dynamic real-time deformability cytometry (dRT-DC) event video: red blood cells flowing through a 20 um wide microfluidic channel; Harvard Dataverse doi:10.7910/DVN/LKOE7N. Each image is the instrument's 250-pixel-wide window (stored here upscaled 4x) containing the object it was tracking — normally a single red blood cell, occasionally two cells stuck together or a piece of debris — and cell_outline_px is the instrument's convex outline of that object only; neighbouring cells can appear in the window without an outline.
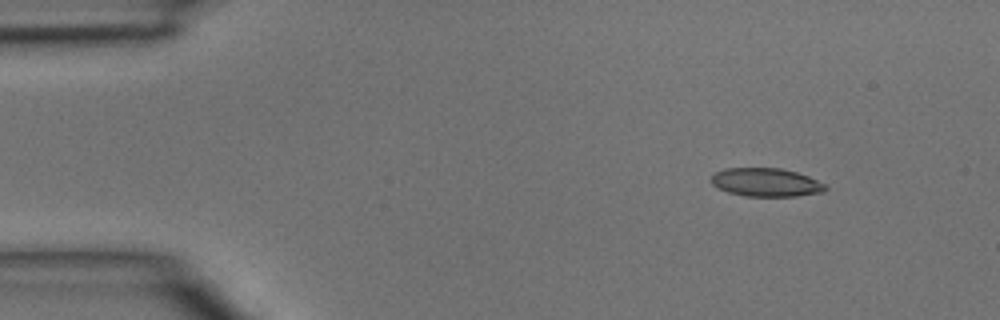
{"species": "common noctule bat (a hibernating species)", "species_latin": "Nyctalus noctula", "temperature_condition": "room temperature", "stored_images_in_passage": 5, "segment_of_instrument_passage": [1, 2], "camera_frame_rate_fps": 3000, "um_per_image_px": 0.085, "animal": {"sex": "male", "body_mass_g": 15.6}, "frame": {"image": 1, "passage_image": 1, "time_ms": 0.0, "image_size_px": [1000, 320], "cell_outline_px": [[828, 188], [824, 192], [796, 196], [744, 196], [728, 192], [712, 184], [712, 176], [716, 172], [724, 168], [780, 168], [796, 172], [808, 176], [824, 184]], "centroid_in_image_um": [65.12, 15.5], "position_along_channel_um": 19.9, "area_um2": 18.79}}
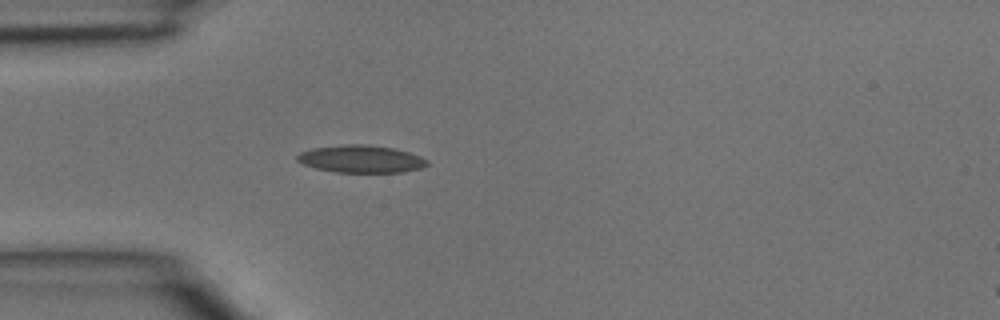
{"frame": {"image": 2, "passage_image": 3, "time_ms": 0.667, "image_size_px": [1000, 320], "cell_outline_px": [[428, 164], [420, 168], [404, 172], [336, 172], [316, 168], [304, 164], [296, 160], [296, 156], [300, 152], [312, 148], [344, 144], [368, 144], [392, 148], [408, 152], [420, 156], [428, 160]], "centroid_in_image_um": [30.67, 13.5], "position_along_channel_um": 54.3, "area_um2": 20.75}}